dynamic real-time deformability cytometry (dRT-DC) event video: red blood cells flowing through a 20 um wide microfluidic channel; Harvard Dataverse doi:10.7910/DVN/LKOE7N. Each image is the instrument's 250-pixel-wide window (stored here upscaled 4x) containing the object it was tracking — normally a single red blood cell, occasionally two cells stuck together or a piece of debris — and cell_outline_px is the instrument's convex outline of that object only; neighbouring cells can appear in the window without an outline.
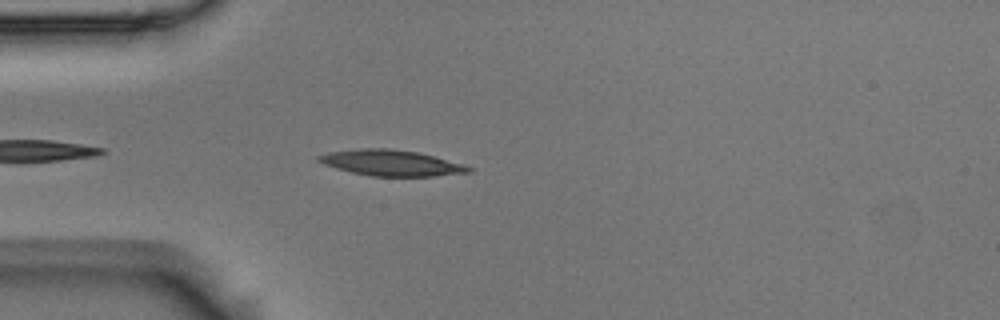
{"species": "Egyptian fruit bat (a non-hibernating species)", "species_latin": "Rousettus aegyptiacus", "temperature_condition": "room temperature", "stored_images_in_passage": 40, "camera_frame_rate_fps": 3000, "um_per_image_px": 0.085, "animal": {"sex": "male"}, "frame": {"image": 1, "passage_image": 3, "time_ms": 0.667, "image_size_px": [1000, 320], "cell_outline_px": [[472, 172], [432, 176], [368, 176], [336, 168], [324, 164], [316, 160], [316, 156], [328, 152], [360, 148], [388, 148], [416, 152], [464, 164], [472, 168]], "centroid_in_image_um": [33.21, 13.84], "position_along_channel_um": 51.8, "area_um2": 22.48}}
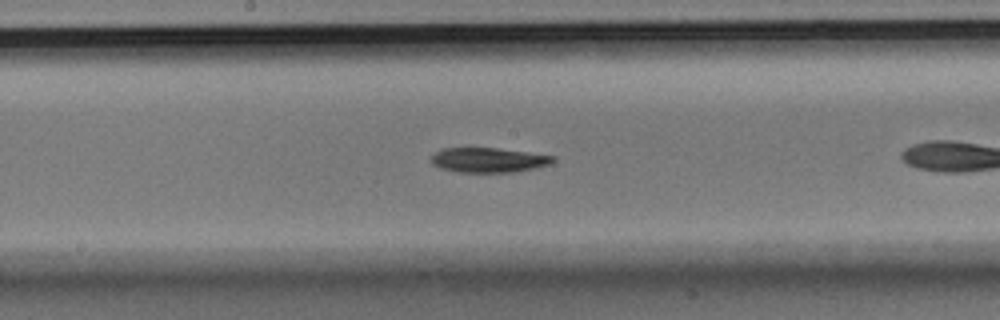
{"frame": {"image": 2, "passage_image": 13, "time_ms": 4.0, "image_size_px": [1000, 320], "cell_outline_px": [[556, 160], [552, 164], [536, 168], [512, 172], [456, 172], [440, 168], [432, 164], [428, 160], [440, 148], [496, 148], [556, 156]], "centroid_in_image_um": [41.51, 13.6], "position_along_channel_um": 206.7, "area_um2": 17.74}}
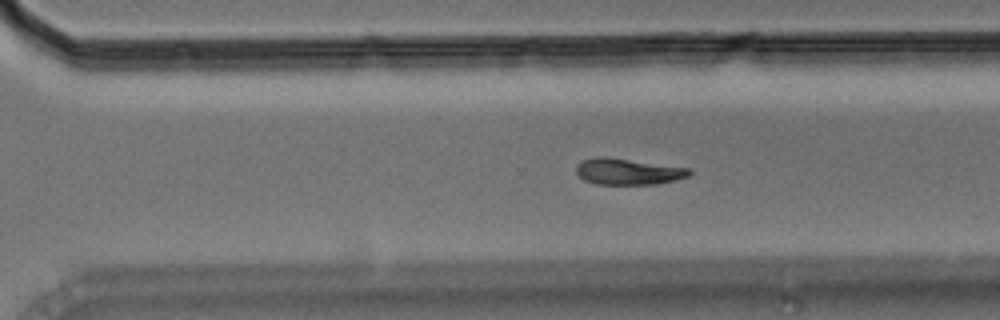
{"frame": {"image": 3, "passage_image": 22, "time_ms": 7.0, "image_size_px": [1000, 320], "cell_outline_px": [[692, 172], [688, 176], [676, 180], [656, 184], [596, 184], [584, 180], [576, 172], [576, 164], [584, 160], [600, 156], [604, 156], [688, 168]], "centroid_in_image_um": [53.36, 14.59], "position_along_channel_um": 317.2, "area_um2": 17.11}, "authors_computed_cell_mechanics": {"area_um2": 17.8024, "velocity_mm_per_s": 3.6936, "shape_relaxation_time_tau1_ms": 2.543, "shape_relaxation_time_tau2_ms": null, "deformation_change_tau1": 0.0911, "deformation_change_tau2": null}}